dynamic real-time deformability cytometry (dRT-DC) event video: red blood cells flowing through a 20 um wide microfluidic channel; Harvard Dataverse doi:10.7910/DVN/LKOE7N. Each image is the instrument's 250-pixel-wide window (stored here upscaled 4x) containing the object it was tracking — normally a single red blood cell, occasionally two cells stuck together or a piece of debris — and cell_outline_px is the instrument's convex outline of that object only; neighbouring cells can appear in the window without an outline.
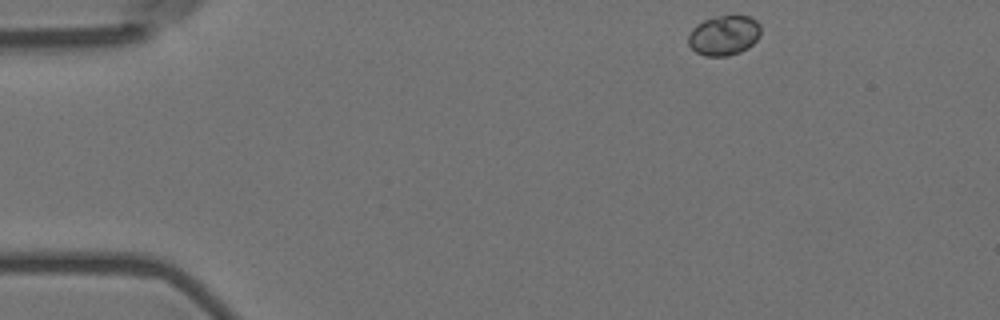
{"species": "Egyptian fruit bat (a non-hibernating species)", "species_latin": "Rousettus aegyptiacus", "temperature_condition": "room temperature", "stored_images_in_passage": 49, "camera_frame_rate_fps": 3000, "um_per_image_px": 0.085, "animal": {"sex": "female"}, "frame": {"image": 1, "passage_image": 1, "time_ms": 0.0, "image_size_px": [1000, 320], "cell_outline_px": [[760, 36], [748, 48], [740, 52], [728, 56], [704, 56], [696, 52], [688, 44], [688, 36], [692, 28], [696, 24], [704, 20], [716, 16], [748, 16], [756, 20], [760, 24]], "centroid_in_image_um": [61.53, 3.01], "position_along_channel_um": 23.5, "area_um2": 16.94}}
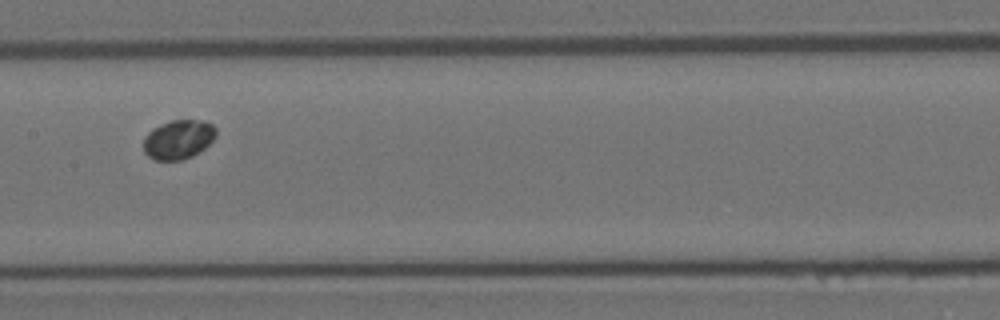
{"frame": {"image": 2, "passage_image": 22, "time_ms": 7.0, "image_size_px": [1000, 320], "cell_outline_px": [[216, 136], [200, 152], [192, 156], [180, 160], [156, 160], [148, 156], [144, 152], [144, 136], [152, 128], [160, 124], [172, 120], [204, 120], [212, 124], [216, 128]], "centroid_in_image_um": [15.16, 11.84], "position_along_channel_um": 192.2, "area_um2": 16.65}}
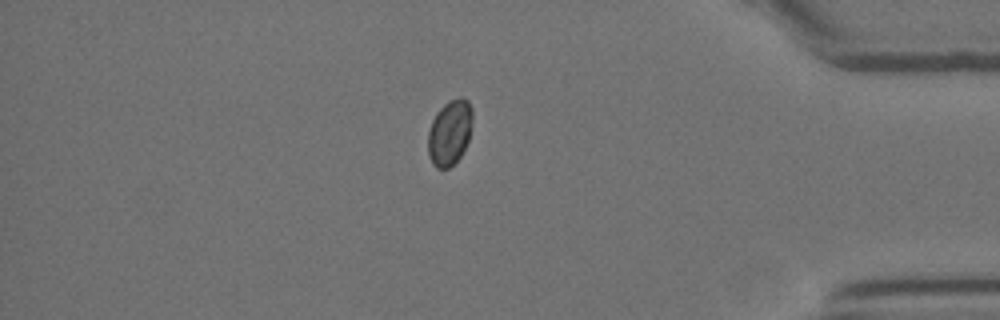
{"frame": {"image": 3, "passage_image": 42, "time_ms": 13.667, "image_size_px": [1000, 320], "cell_outline_px": [[472, 120], [468, 140], [460, 156], [448, 168], [436, 168], [432, 164], [428, 156], [428, 132], [432, 120], [436, 112], [448, 100], [460, 96], [468, 100], [472, 108]], "centroid_in_image_um": [38.21, 11.24], "position_along_channel_um": 397.0, "area_um2": 16.99}}